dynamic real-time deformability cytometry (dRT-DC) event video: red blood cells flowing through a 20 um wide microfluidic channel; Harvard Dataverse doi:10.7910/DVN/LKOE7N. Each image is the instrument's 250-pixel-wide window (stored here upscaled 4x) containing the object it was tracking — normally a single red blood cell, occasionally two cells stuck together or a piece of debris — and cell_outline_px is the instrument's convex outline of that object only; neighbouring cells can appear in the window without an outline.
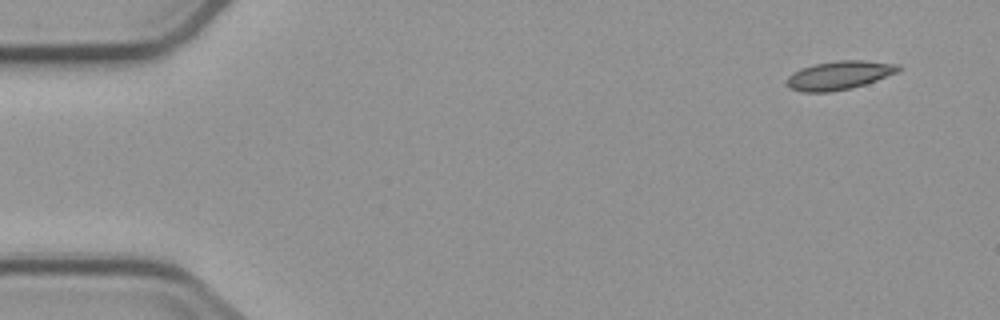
{"species": "common noctule bat (a hibernating species)", "species_latin": "Nyctalus noctula", "temperature_condition": "cold", "stored_images_in_passage": 4, "camera_frame_rate_fps": 3000, "um_per_image_px": 0.085, "animal": {"sex": "male", "body_mass_g": 23.1, "forearm_length_mm": 52.7}, "frame": {"image": 1, "passage_image": 1, "time_ms": 0.0, "image_size_px": [1000, 320], "cell_outline_px": [[900, 68], [896, 72], [876, 80], [852, 88], [828, 92], [804, 92], [788, 88], [784, 84], [784, 80], [788, 76], [800, 68], [816, 64], [836, 60], [864, 60], [900, 64]], "centroid_in_image_um": [71.27, 6.4], "position_along_channel_um": 13.7, "area_um2": 18.67}}